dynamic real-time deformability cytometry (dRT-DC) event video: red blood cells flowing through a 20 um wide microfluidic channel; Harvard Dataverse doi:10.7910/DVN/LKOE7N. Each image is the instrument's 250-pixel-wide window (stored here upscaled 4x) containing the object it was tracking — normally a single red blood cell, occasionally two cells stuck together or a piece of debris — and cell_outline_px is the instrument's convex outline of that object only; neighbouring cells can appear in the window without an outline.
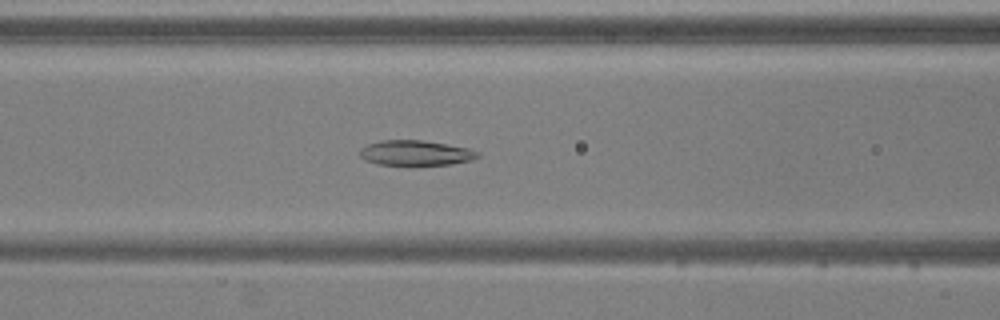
{"species": "common noctule bat (a hibernating species)", "species_latin": "Nyctalus noctula", "temperature_condition": "warm", "stored_images_in_passage": 46, "camera_frame_rate_fps": 3000, "um_per_image_px": 0.085, "animal": {"sex": "male", "body_mass_g": 20.5, "forearm_length_mm": 52.5}, "frame": {"image": 1, "passage_image": 20, "time_ms": 6.333, "image_size_px": [1000, 320], "cell_outline_px": [[480, 156], [468, 160], [452, 164], [408, 168], [380, 164], [364, 160], [360, 156], [360, 148], [368, 144], [380, 140], [420, 140], [448, 144], [468, 148], [480, 152]], "centroid_in_image_um": [35.3, 13.04], "position_along_channel_um": 131.3, "area_um2": 18.03}}
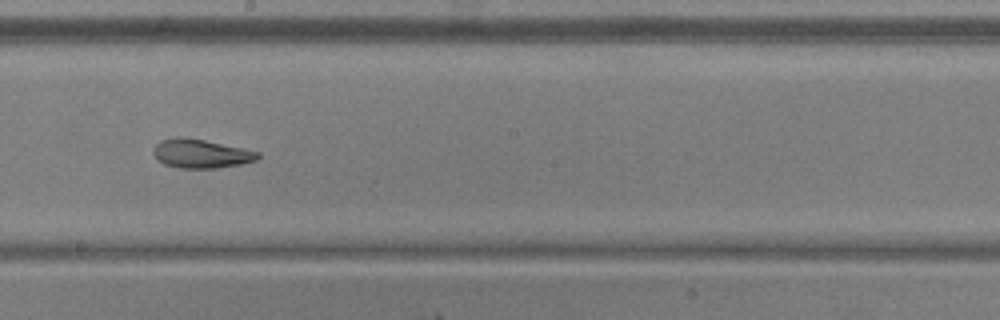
{"frame": {"image": 2, "passage_image": 28, "time_ms": 9.0, "image_size_px": [1000, 320], "cell_outline_px": [[260, 156], [256, 160], [240, 164], [216, 168], [180, 168], [164, 164], [156, 160], [152, 152], [152, 148], [160, 140], [176, 136], [180, 136], [204, 140], [244, 148], [260, 152]], "centroid_in_image_um": [17.03, 13.05], "position_along_channel_um": 231.2, "area_um2": 17.74}}
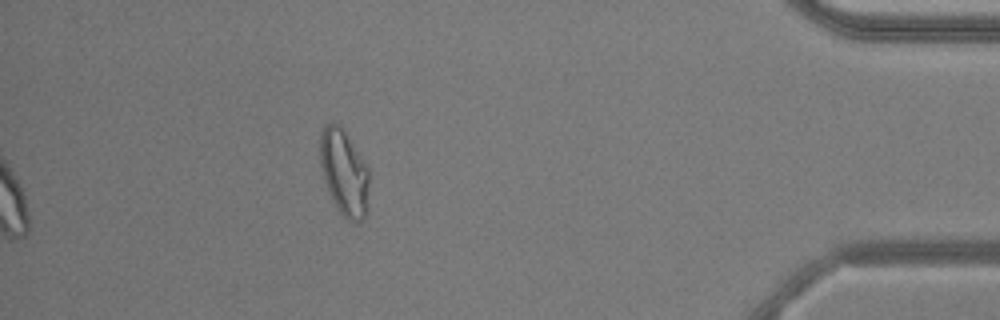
{"frame": {"image": 3, "passage_image": 46, "time_ms": 15.0, "image_size_px": [1000, 320], "cell_outline_px": [[368, 208], [364, 220], [356, 224], [348, 220], [336, 208], [324, 180], [320, 164], [320, 132], [324, 124], [340, 124], [344, 128], [368, 168]], "centroid_in_image_um": [29.26, 14.68], "position_along_channel_um": 405.9, "area_um2": 24.85}, "authors_computed_cell_mechanics": {"area_um2": 20.5768, "velocity_mm_per_s": 3.7455, "shape_relaxation_time_tau1_ms": null, "shape_relaxation_time_tau2_ms": 4.585, "deformation_change_tau1": null, "deformation_change_tau2": 0.101}}